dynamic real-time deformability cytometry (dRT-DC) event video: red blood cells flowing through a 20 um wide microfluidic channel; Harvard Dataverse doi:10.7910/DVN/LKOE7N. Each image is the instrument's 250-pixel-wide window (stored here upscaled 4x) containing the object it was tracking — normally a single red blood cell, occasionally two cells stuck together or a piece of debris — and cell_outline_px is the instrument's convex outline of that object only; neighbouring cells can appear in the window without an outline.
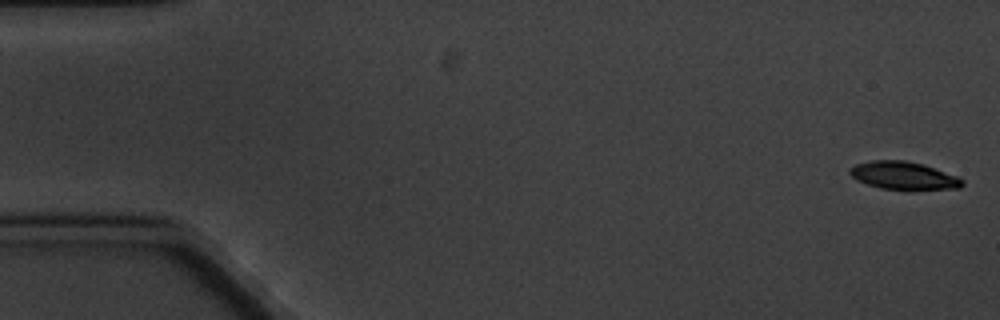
{"species": "common noctule bat (a hibernating species)", "species_latin": "Nyctalus noctula", "temperature_condition": "cold", "stored_images_in_passage": 6, "camera_frame_rate_fps": 3000, "um_per_image_px": 0.085, "animal": {"sex": "male", "body_mass_g": 20.1, "forearm_length_mm": 53.5}, "frame": {"image": 1, "passage_image": 1, "time_ms": 0.0, "image_size_px": [1000, 320], "cell_outline_px": [[964, 184], [960, 188], [880, 188], [856, 180], [848, 172], [856, 164], [872, 160], [904, 160], [924, 164], [960, 176], [964, 180]], "centroid_in_image_um": [76.84, 14.89], "position_along_channel_um": 8.2, "area_um2": 17.92}}
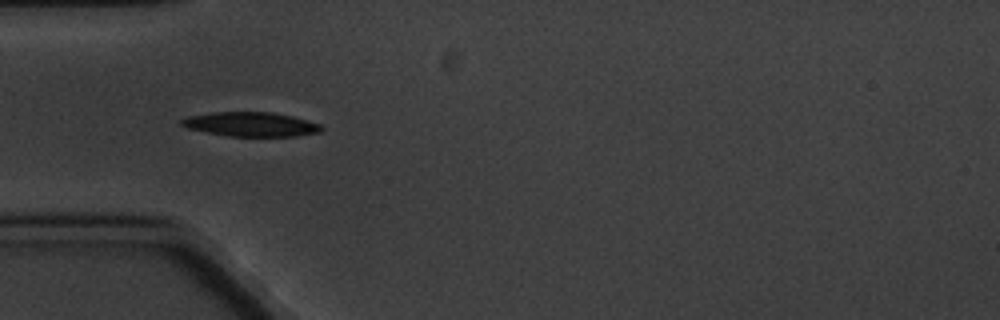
{"frame": {"image": 2, "passage_image": 5, "time_ms": 5.667, "image_size_px": [1000, 320], "cell_outline_px": [[324, 128], [320, 132], [296, 136], [228, 136], [188, 128], [180, 124], [180, 120], [188, 116], [212, 112], [272, 112], [292, 116], [320, 124]], "centroid_in_image_um": [21.33, 10.56], "position_along_channel_um": 63.7, "area_um2": 19.71}}